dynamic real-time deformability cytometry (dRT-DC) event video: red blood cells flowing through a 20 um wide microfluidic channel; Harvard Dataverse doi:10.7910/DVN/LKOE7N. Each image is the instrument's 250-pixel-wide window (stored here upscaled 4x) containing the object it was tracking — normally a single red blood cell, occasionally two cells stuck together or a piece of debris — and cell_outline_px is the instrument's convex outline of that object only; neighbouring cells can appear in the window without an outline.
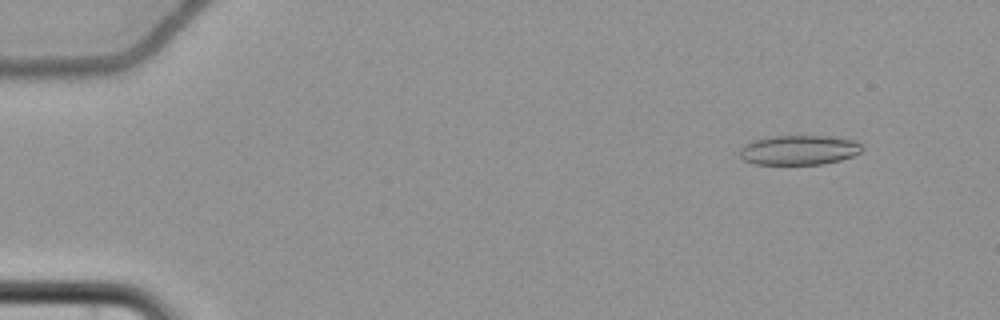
{"species": "common noctule bat (a hibernating species)", "species_latin": "Nyctalus noctula", "temperature_condition": "cold", "stored_images_in_passage": 5, "camera_frame_rate_fps": 3000, "um_per_image_px": 0.085, "animal": {"sex": "female", "body_mass_g": 22.7, "forearm_length_mm": 54.2}, "frame": {"image": 1, "passage_image": 2, "time_ms": 1.333, "image_size_px": [1000, 320], "cell_outline_px": [[864, 148], [860, 152], [852, 156], [840, 160], [820, 164], [756, 164], [744, 160], [740, 156], [740, 148], [744, 144], [752, 140], [768, 136], [828, 136], [856, 140]], "centroid_in_image_um": [67.9, 12.74], "position_along_channel_um": 17.1, "area_um2": 21.21}}